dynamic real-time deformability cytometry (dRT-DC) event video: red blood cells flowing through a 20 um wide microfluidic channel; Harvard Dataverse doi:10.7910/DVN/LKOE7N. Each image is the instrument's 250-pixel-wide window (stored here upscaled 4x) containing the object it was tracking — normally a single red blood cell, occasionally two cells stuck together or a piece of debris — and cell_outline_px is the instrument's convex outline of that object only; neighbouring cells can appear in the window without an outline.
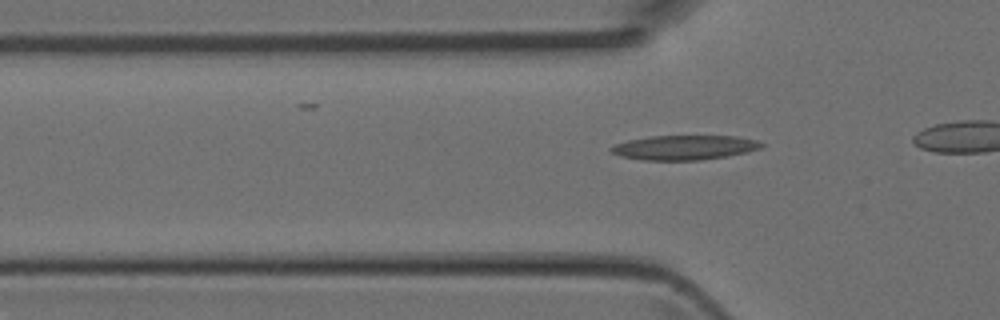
{"species": "Egyptian fruit bat (a non-hibernating species)", "species_latin": "Rousettus aegyptiacus", "temperature_condition": "room temperature", "stored_images_in_passage": 2, "camera_frame_rate_fps": 3000, "um_per_image_px": 0.085, "animal": {"sex": "female"}, "frame": {"image": 1, "passage_image": 2, "time_ms": 0.333, "image_size_px": [1000, 320], "cell_outline_px": [[764, 144], [760, 148], [748, 152], [728, 156], [700, 160], [644, 160], [624, 156], [612, 152], [608, 148], [616, 144], [628, 140], [652, 136], [736, 136], [756, 140]], "centroid_in_image_um": [58.21, 12.54], "position_along_channel_um": 67.6, "area_um2": 21.33}}